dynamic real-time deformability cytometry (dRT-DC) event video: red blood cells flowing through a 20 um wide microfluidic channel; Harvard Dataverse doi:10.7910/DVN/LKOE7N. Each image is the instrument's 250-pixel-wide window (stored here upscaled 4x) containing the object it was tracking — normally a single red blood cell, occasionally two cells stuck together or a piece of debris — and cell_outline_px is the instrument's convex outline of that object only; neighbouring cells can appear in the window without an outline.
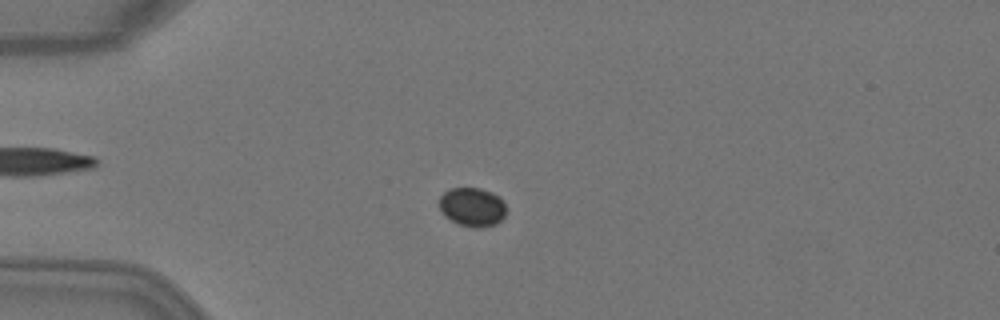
{"species": "Egyptian fruit bat (a non-hibernating species)", "species_latin": "Rousettus aegyptiacus", "temperature_condition": "warm", "stored_images_in_passage": 47, "camera_frame_rate_fps": 3000, "um_per_image_px": 0.085, "animal": {"sex": "female"}, "frame": {"image": 1, "passage_image": 10, "time_ms": 3.0, "image_size_px": [1000, 320], "cell_outline_px": [[504, 216], [496, 224], [484, 228], [472, 228], [460, 224], [444, 216], [440, 212], [440, 196], [448, 188], [480, 188], [492, 192], [500, 196], [504, 200]], "centroid_in_image_um": [40.14, 17.59], "position_along_channel_um": 44.9, "area_um2": 15.32}}
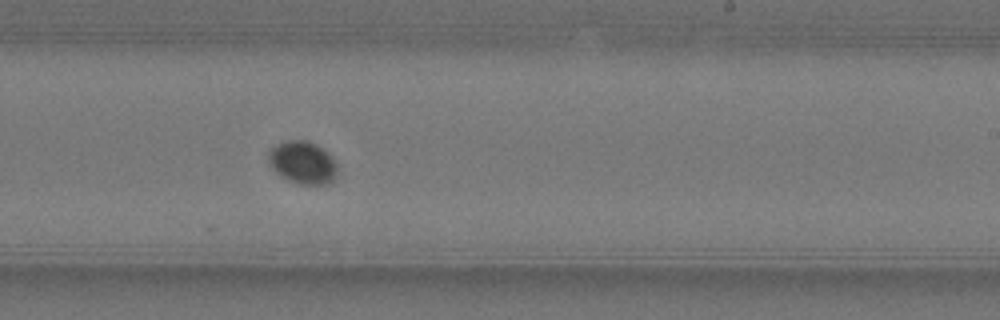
{"frame": {"image": 2, "passage_image": 28, "time_ms": 9.0, "image_size_px": [1000, 320], "cell_outline_px": [[336, 176], [328, 184], [296, 184], [280, 176], [272, 168], [268, 160], [268, 152], [276, 144], [288, 140], [308, 140], [316, 144], [328, 152], [332, 156], [336, 164]], "centroid_in_image_um": [25.72, 13.81], "position_along_channel_um": 263.3, "area_um2": 17.22}}
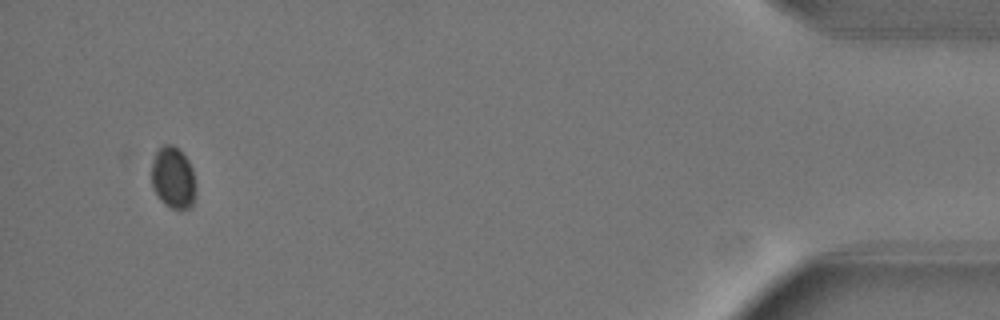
{"frame": {"image": 3, "passage_image": 45, "time_ms": 14.667, "image_size_px": [1000, 320], "cell_outline_px": [[196, 188], [192, 204], [188, 208], [180, 212], [164, 204], [160, 200], [152, 188], [152, 160], [156, 148], [164, 144], [172, 144], [188, 160], [192, 168], [196, 184]], "centroid_in_image_um": [14.7, 15.13], "position_along_channel_um": 420.5, "area_um2": 16.24}}